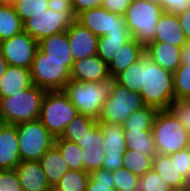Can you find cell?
<instances>
[{
    "label": "cell",
    "mask_w": 190,
    "mask_h": 191,
    "mask_svg": "<svg viewBox=\"0 0 190 191\" xmlns=\"http://www.w3.org/2000/svg\"><path fill=\"white\" fill-rule=\"evenodd\" d=\"M115 191H130L137 189L139 177L130 170L120 168L112 172Z\"/></svg>",
    "instance_id": "38"
},
{
    "label": "cell",
    "mask_w": 190,
    "mask_h": 191,
    "mask_svg": "<svg viewBox=\"0 0 190 191\" xmlns=\"http://www.w3.org/2000/svg\"><path fill=\"white\" fill-rule=\"evenodd\" d=\"M114 81V77L100 82L70 80L63 91L79 114L98 120L102 106L111 94Z\"/></svg>",
    "instance_id": "2"
},
{
    "label": "cell",
    "mask_w": 190,
    "mask_h": 191,
    "mask_svg": "<svg viewBox=\"0 0 190 191\" xmlns=\"http://www.w3.org/2000/svg\"><path fill=\"white\" fill-rule=\"evenodd\" d=\"M175 99H188L190 96V64L181 65L173 73Z\"/></svg>",
    "instance_id": "35"
},
{
    "label": "cell",
    "mask_w": 190,
    "mask_h": 191,
    "mask_svg": "<svg viewBox=\"0 0 190 191\" xmlns=\"http://www.w3.org/2000/svg\"><path fill=\"white\" fill-rule=\"evenodd\" d=\"M178 172L187 179L190 177V147L169 154Z\"/></svg>",
    "instance_id": "41"
},
{
    "label": "cell",
    "mask_w": 190,
    "mask_h": 191,
    "mask_svg": "<svg viewBox=\"0 0 190 191\" xmlns=\"http://www.w3.org/2000/svg\"><path fill=\"white\" fill-rule=\"evenodd\" d=\"M23 31V22L11 4L0 5V39L5 40Z\"/></svg>",
    "instance_id": "27"
},
{
    "label": "cell",
    "mask_w": 190,
    "mask_h": 191,
    "mask_svg": "<svg viewBox=\"0 0 190 191\" xmlns=\"http://www.w3.org/2000/svg\"><path fill=\"white\" fill-rule=\"evenodd\" d=\"M38 48L49 59L74 61L66 31H62L38 41Z\"/></svg>",
    "instance_id": "22"
},
{
    "label": "cell",
    "mask_w": 190,
    "mask_h": 191,
    "mask_svg": "<svg viewBox=\"0 0 190 191\" xmlns=\"http://www.w3.org/2000/svg\"><path fill=\"white\" fill-rule=\"evenodd\" d=\"M152 133L157 153L169 155L190 147V133L167 110H158Z\"/></svg>",
    "instance_id": "4"
},
{
    "label": "cell",
    "mask_w": 190,
    "mask_h": 191,
    "mask_svg": "<svg viewBox=\"0 0 190 191\" xmlns=\"http://www.w3.org/2000/svg\"><path fill=\"white\" fill-rule=\"evenodd\" d=\"M7 66L8 64L0 52V80L2 76L4 75V72L6 71Z\"/></svg>",
    "instance_id": "50"
},
{
    "label": "cell",
    "mask_w": 190,
    "mask_h": 191,
    "mask_svg": "<svg viewBox=\"0 0 190 191\" xmlns=\"http://www.w3.org/2000/svg\"><path fill=\"white\" fill-rule=\"evenodd\" d=\"M54 146L69 166L70 170H84L83 149L76 143L56 138Z\"/></svg>",
    "instance_id": "29"
},
{
    "label": "cell",
    "mask_w": 190,
    "mask_h": 191,
    "mask_svg": "<svg viewBox=\"0 0 190 191\" xmlns=\"http://www.w3.org/2000/svg\"><path fill=\"white\" fill-rule=\"evenodd\" d=\"M20 162L16 125L6 124L0 131V170L15 169Z\"/></svg>",
    "instance_id": "19"
},
{
    "label": "cell",
    "mask_w": 190,
    "mask_h": 191,
    "mask_svg": "<svg viewBox=\"0 0 190 191\" xmlns=\"http://www.w3.org/2000/svg\"><path fill=\"white\" fill-rule=\"evenodd\" d=\"M90 179L88 172L84 170H69L59 182L52 188L53 191H86Z\"/></svg>",
    "instance_id": "30"
},
{
    "label": "cell",
    "mask_w": 190,
    "mask_h": 191,
    "mask_svg": "<svg viewBox=\"0 0 190 191\" xmlns=\"http://www.w3.org/2000/svg\"><path fill=\"white\" fill-rule=\"evenodd\" d=\"M6 121L3 117V115L0 113V131L4 128V126L6 125Z\"/></svg>",
    "instance_id": "51"
},
{
    "label": "cell",
    "mask_w": 190,
    "mask_h": 191,
    "mask_svg": "<svg viewBox=\"0 0 190 191\" xmlns=\"http://www.w3.org/2000/svg\"><path fill=\"white\" fill-rule=\"evenodd\" d=\"M23 191H51L39 161H21L15 168Z\"/></svg>",
    "instance_id": "16"
},
{
    "label": "cell",
    "mask_w": 190,
    "mask_h": 191,
    "mask_svg": "<svg viewBox=\"0 0 190 191\" xmlns=\"http://www.w3.org/2000/svg\"><path fill=\"white\" fill-rule=\"evenodd\" d=\"M177 16L186 40L187 42H190V9L184 13L178 14Z\"/></svg>",
    "instance_id": "48"
},
{
    "label": "cell",
    "mask_w": 190,
    "mask_h": 191,
    "mask_svg": "<svg viewBox=\"0 0 190 191\" xmlns=\"http://www.w3.org/2000/svg\"><path fill=\"white\" fill-rule=\"evenodd\" d=\"M111 77L108 65L98 55L74 61L71 80L77 82H100Z\"/></svg>",
    "instance_id": "15"
},
{
    "label": "cell",
    "mask_w": 190,
    "mask_h": 191,
    "mask_svg": "<svg viewBox=\"0 0 190 191\" xmlns=\"http://www.w3.org/2000/svg\"><path fill=\"white\" fill-rule=\"evenodd\" d=\"M83 150L86 148H102L105 144L104 136L98 124L79 141L76 142Z\"/></svg>",
    "instance_id": "43"
},
{
    "label": "cell",
    "mask_w": 190,
    "mask_h": 191,
    "mask_svg": "<svg viewBox=\"0 0 190 191\" xmlns=\"http://www.w3.org/2000/svg\"><path fill=\"white\" fill-rule=\"evenodd\" d=\"M141 97L146 106L157 110H167L175 99L173 73L153 63L146 55L143 56Z\"/></svg>",
    "instance_id": "1"
},
{
    "label": "cell",
    "mask_w": 190,
    "mask_h": 191,
    "mask_svg": "<svg viewBox=\"0 0 190 191\" xmlns=\"http://www.w3.org/2000/svg\"><path fill=\"white\" fill-rule=\"evenodd\" d=\"M105 158L103 148H86L83 150V164L84 171L90 173L94 170L102 168V164Z\"/></svg>",
    "instance_id": "40"
},
{
    "label": "cell",
    "mask_w": 190,
    "mask_h": 191,
    "mask_svg": "<svg viewBox=\"0 0 190 191\" xmlns=\"http://www.w3.org/2000/svg\"><path fill=\"white\" fill-rule=\"evenodd\" d=\"M187 64H190V42H187L181 50V65Z\"/></svg>",
    "instance_id": "49"
},
{
    "label": "cell",
    "mask_w": 190,
    "mask_h": 191,
    "mask_svg": "<svg viewBox=\"0 0 190 191\" xmlns=\"http://www.w3.org/2000/svg\"><path fill=\"white\" fill-rule=\"evenodd\" d=\"M167 111L171 113L190 133V101L188 99H174Z\"/></svg>",
    "instance_id": "39"
},
{
    "label": "cell",
    "mask_w": 190,
    "mask_h": 191,
    "mask_svg": "<svg viewBox=\"0 0 190 191\" xmlns=\"http://www.w3.org/2000/svg\"><path fill=\"white\" fill-rule=\"evenodd\" d=\"M66 32L74 61L97 55L99 37L89 29L75 21Z\"/></svg>",
    "instance_id": "14"
},
{
    "label": "cell",
    "mask_w": 190,
    "mask_h": 191,
    "mask_svg": "<svg viewBox=\"0 0 190 191\" xmlns=\"http://www.w3.org/2000/svg\"><path fill=\"white\" fill-rule=\"evenodd\" d=\"M145 1H150V2H154V3H158L159 4V0H145Z\"/></svg>",
    "instance_id": "54"
},
{
    "label": "cell",
    "mask_w": 190,
    "mask_h": 191,
    "mask_svg": "<svg viewBox=\"0 0 190 191\" xmlns=\"http://www.w3.org/2000/svg\"><path fill=\"white\" fill-rule=\"evenodd\" d=\"M19 1H22V0H5V3L14 5V4H16L17 2H19Z\"/></svg>",
    "instance_id": "53"
},
{
    "label": "cell",
    "mask_w": 190,
    "mask_h": 191,
    "mask_svg": "<svg viewBox=\"0 0 190 191\" xmlns=\"http://www.w3.org/2000/svg\"><path fill=\"white\" fill-rule=\"evenodd\" d=\"M76 21L98 37L110 33H131L124 16L111 13L102 7L79 13Z\"/></svg>",
    "instance_id": "11"
},
{
    "label": "cell",
    "mask_w": 190,
    "mask_h": 191,
    "mask_svg": "<svg viewBox=\"0 0 190 191\" xmlns=\"http://www.w3.org/2000/svg\"><path fill=\"white\" fill-rule=\"evenodd\" d=\"M78 114V110L63 90L46 91L39 119L55 138L61 137L66 125Z\"/></svg>",
    "instance_id": "7"
},
{
    "label": "cell",
    "mask_w": 190,
    "mask_h": 191,
    "mask_svg": "<svg viewBox=\"0 0 190 191\" xmlns=\"http://www.w3.org/2000/svg\"><path fill=\"white\" fill-rule=\"evenodd\" d=\"M75 21L74 12H55L48 8L25 20L23 22V31L40 41L45 37L66 31Z\"/></svg>",
    "instance_id": "10"
},
{
    "label": "cell",
    "mask_w": 190,
    "mask_h": 191,
    "mask_svg": "<svg viewBox=\"0 0 190 191\" xmlns=\"http://www.w3.org/2000/svg\"><path fill=\"white\" fill-rule=\"evenodd\" d=\"M48 8L55 12H73L71 0H49Z\"/></svg>",
    "instance_id": "47"
},
{
    "label": "cell",
    "mask_w": 190,
    "mask_h": 191,
    "mask_svg": "<svg viewBox=\"0 0 190 191\" xmlns=\"http://www.w3.org/2000/svg\"><path fill=\"white\" fill-rule=\"evenodd\" d=\"M49 0H22L14 4L16 13L24 22L28 18L33 17L35 14L45 11L48 9Z\"/></svg>",
    "instance_id": "37"
},
{
    "label": "cell",
    "mask_w": 190,
    "mask_h": 191,
    "mask_svg": "<svg viewBox=\"0 0 190 191\" xmlns=\"http://www.w3.org/2000/svg\"><path fill=\"white\" fill-rule=\"evenodd\" d=\"M32 85L30 69L8 65L0 80V98L13 96Z\"/></svg>",
    "instance_id": "20"
},
{
    "label": "cell",
    "mask_w": 190,
    "mask_h": 191,
    "mask_svg": "<svg viewBox=\"0 0 190 191\" xmlns=\"http://www.w3.org/2000/svg\"><path fill=\"white\" fill-rule=\"evenodd\" d=\"M0 191H23L15 169L0 170Z\"/></svg>",
    "instance_id": "42"
},
{
    "label": "cell",
    "mask_w": 190,
    "mask_h": 191,
    "mask_svg": "<svg viewBox=\"0 0 190 191\" xmlns=\"http://www.w3.org/2000/svg\"><path fill=\"white\" fill-rule=\"evenodd\" d=\"M132 0H102L100 7L107 11L124 16Z\"/></svg>",
    "instance_id": "45"
},
{
    "label": "cell",
    "mask_w": 190,
    "mask_h": 191,
    "mask_svg": "<svg viewBox=\"0 0 190 191\" xmlns=\"http://www.w3.org/2000/svg\"><path fill=\"white\" fill-rule=\"evenodd\" d=\"M184 191H190V177H188L185 181Z\"/></svg>",
    "instance_id": "52"
},
{
    "label": "cell",
    "mask_w": 190,
    "mask_h": 191,
    "mask_svg": "<svg viewBox=\"0 0 190 191\" xmlns=\"http://www.w3.org/2000/svg\"><path fill=\"white\" fill-rule=\"evenodd\" d=\"M164 12L178 15L190 9V0H159Z\"/></svg>",
    "instance_id": "44"
},
{
    "label": "cell",
    "mask_w": 190,
    "mask_h": 191,
    "mask_svg": "<svg viewBox=\"0 0 190 191\" xmlns=\"http://www.w3.org/2000/svg\"><path fill=\"white\" fill-rule=\"evenodd\" d=\"M102 0H71L72 10L77 16L79 13L100 7Z\"/></svg>",
    "instance_id": "46"
},
{
    "label": "cell",
    "mask_w": 190,
    "mask_h": 191,
    "mask_svg": "<svg viewBox=\"0 0 190 191\" xmlns=\"http://www.w3.org/2000/svg\"><path fill=\"white\" fill-rule=\"evenodd\" d=\"M158 110L145 106L134 111L122 124L124 130H152L153 121Z\"/></svg>",
    "instance_id": "32"
},
{
    "label": "cell",
    "mask_w": 190,
    "mask_h": 191,
    "mask_svg": "<svg viewBox=\"0 0 190 191\" xmlns=\"http://www.w3.org/2000/svg\"><path fill=\"white\" fill-rule=\"evenodd\" d=\"M90 179L86 191H115L112 172L105 169L94 170L89 173Z\"/></svg>",
    "instance_id": "34"
},
{
    "label": "cell",
    "mask_w": 190,
    "mask_h": 191,
    "mask_svg": "<svg viewBox=\"0 0 190 191\" xmlns=\"http://www.w3.org/2000/svg\"><path fill=\"white\" fill-rule=\"evenodd\" d=\"M138 191H172L173 189L153 169L139 177Z\"/></svg>",
    "instance_id": "36"
},
{
    "label": "cell",
    "mask_w": 190,
    "mask_h": 191,
    "mask_svg": "<svg viewBox=\"0 0 190 191\" xmlns=\"http://www.w3.org/2000/svg\"><path fill=\"white\" fill-rule=\"evenodd\" d=\"M145 106L140 93L133 92L114 81L111 94L103 104L97 121L123 124L130 114Z\"/></svg>",
    "instance_id": "9"
},
{
    "label": "cell",
    "mask_w": 190,
    "mask_h": 191,
    "mask_svg": "<svg viewBox=\"0 0 190 191\" xmlns=\"http://www.w3.org/2000/svg\"><path fill=\"white\" fill-rule=\"evenodd\" d=\"M49 185L53 188L61 177L70 170L59 150L53 146L39 160Z\"/></svg>",
    "instance_id": "23"
},
{
    "label": "cell",
    "mask_w": 190,
    "mask_h": 191,
    "mask_svg": "<svg viewBox=\"0 0 190 191\" xmlns=\"http://www.w3.org/2000/svg\"><path fill=\"white\" fill-rule=\"evenodd\" d=\"M163 12L158 3L132 0L124 15L132 38L144 46L153 41L157 30V22Z\"/></svg>",
    "instance_id": "6"
},
{
    "label": "cell",
    "mask_w": 190,
    "mask_h": 191,
    "mask_svg": "<svg viewBox=\"0 0 190 191\" xmlns=\"http://www.w3.org/2000/svg\"><path fill=\"white\" fill-rule=\"evenodd\" d=\"M21 161H39L54 146L55 137L40 119L16 124Z\"/></svg>",
    "instance_id": "8"
},
{
    "label": "cell",
    "mask_w": 190,
    "mask_h": 191,
    "mask_svg": "<svg viewBox=\"0 0 190 191\" xmlns=\"http://www.w3.org/2000/svg\"><path fill=\"white\" fill-rule=\"evenodd\" d=\"M127 150L139 151L152 159L157 154L152 130H124Z\"/></svg>",
    "instance_id": "26"
},
{
    "label": "cell",
    "mask_w": 190,
    "mask_h": 191,
    "mask_svg": "<svg viewBox=\"0 0 190 191\" xmlns=\"http://www.w3.org/2000/svg\"><path fill=\"white\" fill-rule=\"evenodd\" d=\"M181 47L163 42H149L145 46V55L163 69L174 73L181 66Z\"/></svg>",
    "instance_id": "17"
},
{
    "label": "cell",
    "mask_w": 190,
    "mask_h": 191,
    "mask_svg": "<svg viewBox=\"0 0 190 191\" xmlns=\"http://www.w3.org/2000/svg\"><path fill=\"white\" fill-rule=\"evenodd\" d=\"M145 55V46L134 38L127 41L115 56L114 60L108 65L109 74L115 77L117 74L126 70L129 66L136 63Z\"/></svg>",
    "instance_id": "21"
},
{
    "label": "cell",
    "mask_w": 190,
    "mask_h": 191,
    "mask_svg": "<svg viewBox=\"0 0 190 191\" xmlns=\"http://www.w3.org/2000/svg\"><path fill=\"white\" fill-rule=\"evenodd\" d=\"M74 61L47 58L39 48L30 68L31 80L45 91H61L71 80Z\"/></svg>",
    "instance_id": "5"
},
{
    "label": "cell",
    "mask_w": 190,
    "mask_h": 191,
    "mask_svg": "<svg viewBox=\"0 0 190 191\" xmlns=\"http://www.w3.org/2000/svg\"><path fill=\"white\" fill-rule=\"evenodd\" d=\"M97 124L105 141L102 147L105 153L102 169L116 171L122 168L123 156L127 150L123 125L105 121H97Z\"/></svg>",
    "instance_id": "12"
},
{
    "label": "cell",
    "mask_w": 190,
    "mask_h": 191,
    "mask_svg": "<svg viewBox=\"0 0 190 191\" xmlns=\"http://www.w3.org/2000/svg\"><path fill=\"white\" fill-rule=\"evenodd\" d=\"M122 167L141 177L152 169V158L139 151L126 150Z\"/></svg>",
    "instance_id": "33"
},
{
    "label": "cell",
    "mask_w": 190,
    "mask_h": 191,
    "mask_svg": "<svg viewBox=\"0 0 190 191\" xmlns=\"http://www.w3.org/2000/svg\"><path fill=\"white\" fill-rule=\"evenodd\" d=\"M4 3H5V0H0V5Z\"/></svg>",
    "instance_id": "55"
},
{
    "label": "cell",
    "mask_w": 190,
    "mask_h": 191,
    "mask_svg": "<svg viewBox=\"0 0 190 191\" xmlns=\"http://www.w3.org/2000/svg\"><path fill=\"white\" fill-rule=\"evenodd\" d=\"M38 50V41L25 31L2 40L0 52L8 65L30 69Z\"/></svg>",
    "instance_id": "13"
},
{
    "label": "cell",
    "mask_w": 190,
    "mask_h": 191,
    "mask_svg": "<svg viewBox=\"0 0 190 191\" xmlns=\"http://www.w3.org/2000/svg\"><path fill=\"white\" fill-rule=\"evenodd\" d=\"M46 91L34 84L13 96L0 98V113L7 124H19L40 118Z\"/></svg>",
    "instance_id": "3"
},
{
    "label": "cell",
    "mask_w": 190,
    "mask_h": 191,
    "mask_svg": "<svg viewBox=\"0 0 190 191\" xmlns=\"http://www.w3.org/2000/svg\"><path fill=\"white\" fill-rule=\"evenodd\" d=\"M96 125L97 120L82 114H78L68 125H66V128L60 138L76 143Z\"/></svg>",
    "instance_id": "28"
},
{
    "label": "cell",
    "mask_w": 190,
    "mask_h": 191,
    "mask_svg": "<svg viewBox=\"0 0 190 191\" xmlns=\"http://www.w3.org/2000/svg\"><path fill=\"white\" fill-rule=\"evenodd\" d=\"M142 69L143 57L126 70L117 74L114 77L115 82L133 92L140 93L142 90Z\"/></svg>",
    "instance_id": "31"
},
{
    "label": "cell",
    "mask_w": 190,
    "mask_h": 191,
    "mask_svg": "<svg viewBox=\"0 0 190 191\" xmlns=\"http://www.w3.org/2000/svg\"><path fill=\"white\" fill-rule=\"evenodd\" d=\"M132 39L131 33H110L99 37L97 55L107 65L117 56L121 47Z\"/></svg>",
    "instance_id": "25"
},
{
    "label": "cell",
    "mask_w": 190,
    "mask_h": 191,
    "mask_svg": "<svg viewBox=\"0 0 190 191\" xmlns=\"http://www.w3.org/2000/svg\"><path fill=\"white\" fill-rule=\"evenodd\" d=\"M156 26V34L151 42H163L181 48L186 45L187 40L177 15L163 12Z\"/></svg>",
    "instance_id": "18"
},
{
    "label": "cell",
    "mask_w": 190,
    "mask_h": 191,
    "mask_svg": "<svg viewBox=\"0 0 190 191\" xmlns=\"http://www.w3.org/2000/svg\"><path fill=\"white\" fill-rule=\"evenodd\" d=\"M152 169L158 173L173 190H182L186 179L178 172L169 155L157 153L152 159Z\"/></svg>",
    "instance_id": "24"
}]
</instances>
